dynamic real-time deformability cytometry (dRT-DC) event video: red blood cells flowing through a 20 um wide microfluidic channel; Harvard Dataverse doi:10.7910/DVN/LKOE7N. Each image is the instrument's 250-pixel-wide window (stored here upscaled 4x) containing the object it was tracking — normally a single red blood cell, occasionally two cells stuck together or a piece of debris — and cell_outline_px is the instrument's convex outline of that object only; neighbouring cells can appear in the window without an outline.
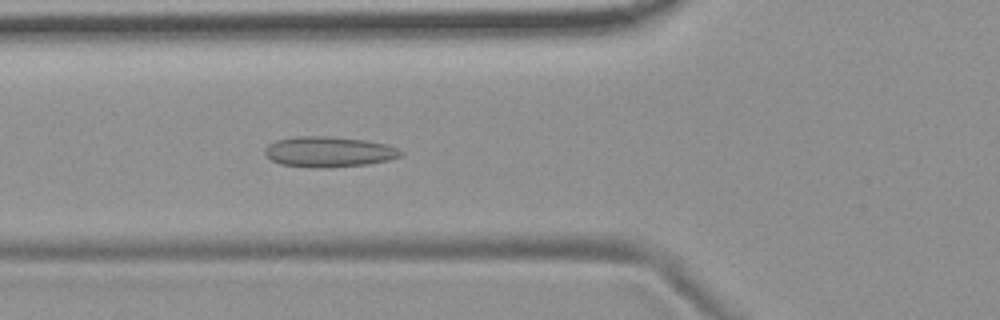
{"species": "common noctule bat (a hibernating species)", "species_latin": "Nyctalus noctula", "temperature_condition": "room temperature", "stored_images_in_passage": 47, "camera_frame_rate_fps": 3000, "um_per_image_px": 0.085, "animal": {"sex": "female", "body_mass_g": 19.9}, "frame": {"image": 1, "passage_image": 19, "time_ms": 6.0, "image_size_px": [1000, 320], "cell_outline_px": [[404, 152], [400, 156], [388, 160], [368, 164], [328, 168], [320, 168], [280, 164], [272, 160], [264, 152], [264, 148], [268, 144], [276, 140], [296, 136], [324, 136], [364, 140], [384, 144], [396, 148]], "centroid_in_image_um": [27.92, 12.9], "position_along_channel_um": 97.9, "area_um2": 23.99}}
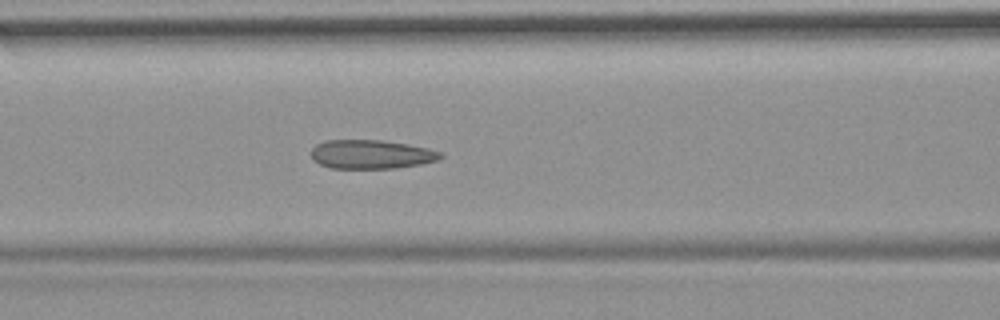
{"frame": {"image": 2, "passage_image": 22, "time_ms": 7.0, "image_size_px": [1000, 320], "cell_outline_px": [[444, 156], [436, 160], [420, 164], [396, 168], [332, 168], [320, 164], [312, 160], [308, 152], [316, 144], [324, 140], [380, 140], [408, 144], [428, 148], [440, 152]], "centroid_in_image_um": [31.49, 13.11], "position_along_channel_um": 135.1, "area_um2": 21.91}}
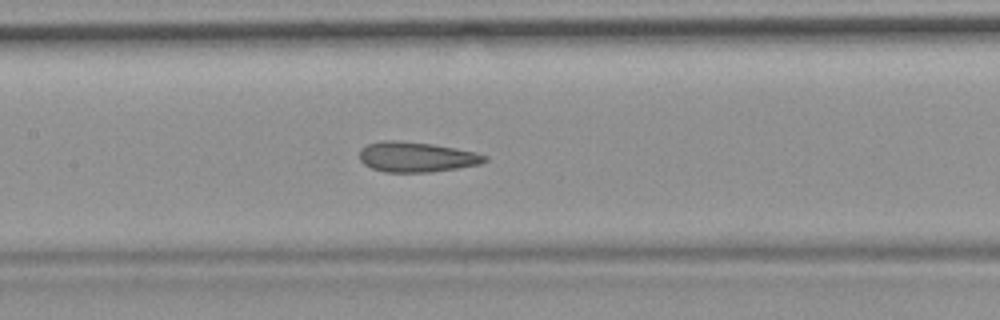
{"frame": {"image": 3, "passage_image": 25, "time_ms": 8.0, "image_size_px": [1000, 320], "cell_outline_px": [[488, 160], [480, 164], [456, 168], [428, 172], [384, 172], [372, 168], [364, 164], [360, 160], [360, 152], [368, 144], [384, 140], [396, 140], [432, 144], [456, 148], [476, 152], [488, 156]], "centroid_in_image_um": [35.43, 13.34], "position_along_channel_um": 172.0, "area_um2": 21.85}, "authors_computed_cell_mechanics": {"area_um2": 22.1952, "velocity_mm_per_s": 3.6935, "shape_relaxation_time_tau1_ms": null, "shape_relaxation_time_tau2_ms": 2.2137, "deformation_change_tau1": null, "deformation_change_tau2": 0.1066}}